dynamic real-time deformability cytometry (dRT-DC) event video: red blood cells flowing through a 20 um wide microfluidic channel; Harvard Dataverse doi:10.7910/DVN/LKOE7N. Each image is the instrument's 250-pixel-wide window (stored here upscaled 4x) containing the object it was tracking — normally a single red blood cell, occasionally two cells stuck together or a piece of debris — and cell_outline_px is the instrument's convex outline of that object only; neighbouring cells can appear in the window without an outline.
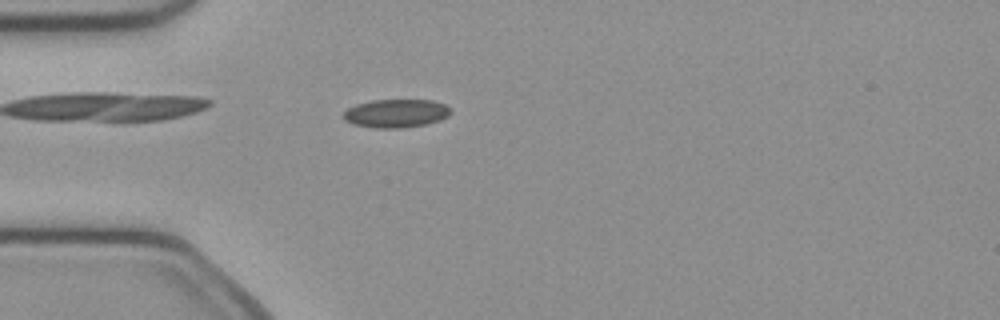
{"species": "common noctule bat (a hibernating species)", "species_latin": "Nyctalus noctula", "temperature_condition": "cold", "stored_images_in_passage": 44, "camera_frame_rate_fps": 3000, "um_per_image_px": 0.085, "animal": {"sex": "female", "body_mass_g": 21.9}, "frame": {"image": 1, "passage_image": 8, "time_ms": 2.333, "image_size_px": [1000, 320], "cell_outline_px": [[452, 112], [448, 116], [440, 120], [428, 124], [404, 128], [376, 128], [352, 124], [344, 120], [344, 112], [348, 108], [356, 104], [372, 100], [432, 100], [444, 104], [452, 108]], "centroid_in_image_um": [33.69, 9.64], "position_along_channel_um": 51.3, "area_um2": 17.92}}
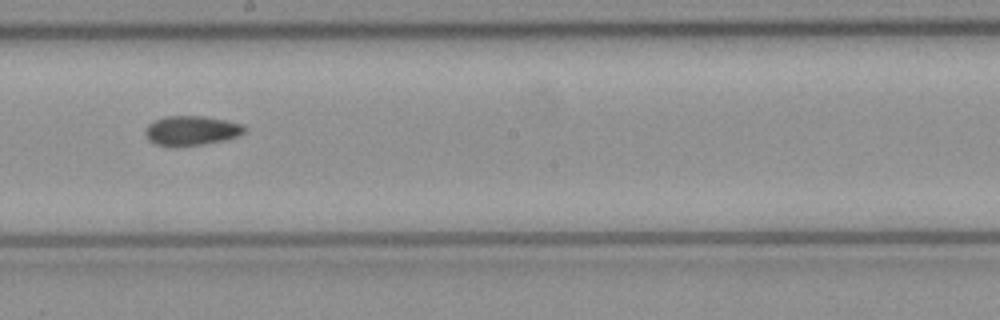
{"frame": {"image": 2, "passage_image": 22, "time_ms": 7.0, "image_size_px": [1000, 320], "cell_outline_px": [[244, 132], [236, 136], [224, 140], [200, 144], [156, 144], [148, 140], [144, 132], [144, 128], [148, 124], [156, 120], [168, 116], [204, 116], [244, 124]], "centroid_in_image_um": [16.26, 11.06], "position_along_channel_um": 231.9, "area_um2": 16.47}}
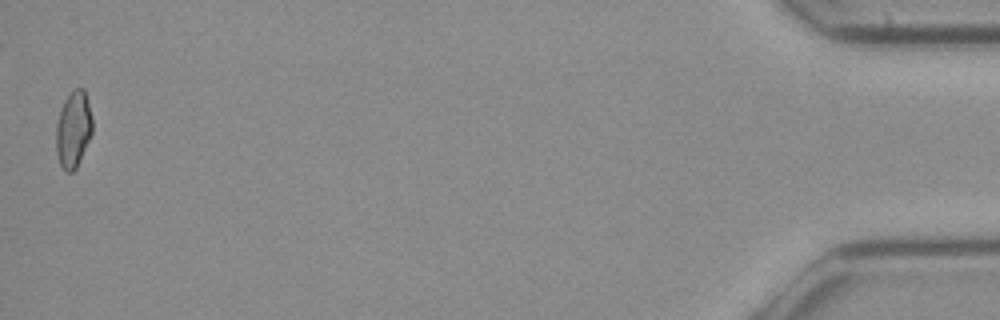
{"frame": {"image": 3, "passage_image": 44, "time_ms": 14.333, "image_size_px": [1000, 320], "cell_outline_px": [[92, 132], [76, 168], [72, 172], [64, 172], [60, 164], [56, 152], [56, 124], [64, 100], [76, 88], [84, 88], [92, 116]], "centroid_in_image_um": [6.23, 11.01], "position_along_channel_um": 429.0, "area_um2": 16.01}}